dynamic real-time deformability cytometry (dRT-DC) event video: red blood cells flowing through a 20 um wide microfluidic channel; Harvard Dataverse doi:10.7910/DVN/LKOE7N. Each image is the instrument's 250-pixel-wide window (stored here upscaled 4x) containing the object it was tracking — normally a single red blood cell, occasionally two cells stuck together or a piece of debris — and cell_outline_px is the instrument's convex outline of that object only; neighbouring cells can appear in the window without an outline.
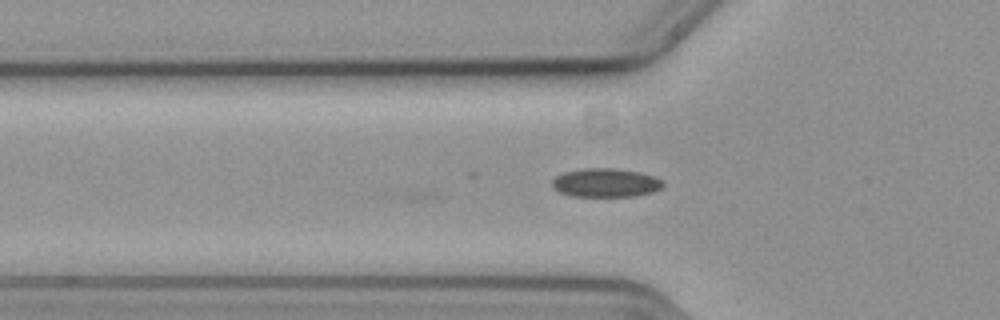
{"species": "common noctule bat (a hibernating species)", "species_latin": "Nyctalus noctula", "temperature_condition": "cold", "stored_images_in_passage": 2, "camera_frame_rate_fps": 3000, "um_per_image_px": 0.085, "animal": {"sex": "female", "body_mass_g": 19.3, "forearm_length_mm": 54.1}, "frame": {"image": 1, "passage_image": 2, "time_ms": 0.333, "image_size_px": [1000, 320], "cell_outline_px": [[664, 184], [660, 188], [652, 192], [636, 196], [572, 196], [560, 192], [552, 188], [552, 180], [556, 176], [564, 172], [588, 168], [612, 168], [640, 172], [652, 176], [660, 180]], "centroid_in_image_um": [51.45, 15.54], "position_along_channel_um": 74.3, "area_um2": 18.38}}